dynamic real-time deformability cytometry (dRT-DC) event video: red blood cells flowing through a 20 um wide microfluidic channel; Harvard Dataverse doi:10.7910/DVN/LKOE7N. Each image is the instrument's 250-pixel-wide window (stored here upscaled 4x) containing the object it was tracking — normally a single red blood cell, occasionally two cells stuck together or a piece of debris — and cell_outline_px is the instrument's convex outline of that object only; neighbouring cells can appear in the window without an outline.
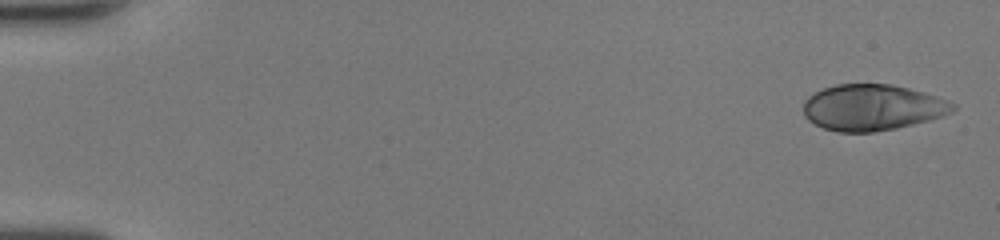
{"species": "human", "species_latin": "Homo sapiens", "temperature_condition": "room temperature", "stored_images_in_passage": 48, "camera_frame_rate_fps": 3000, "um_per_image_px": 0.085, "donor": {"sex": "female"}, "frame": {"image": 1, "passage_image": 1, "time_ms": 0.0, "image_size_px": [1000, 240], "cell_outline_px": [[956, 108], [952, 112], [928, 120], [896, 128], [872, 132], [836, 132], [824, 128], [808, 120], [804, 116], [804, 100], [808, 96], [824, 88], [836, 84], [892, 84], [908, 88], [936, 96], [956, 104]], "centroid_in_image_um": [74.13, 9.13], "position_along_channel_um": 10.9, "area_um2": 39.94}}
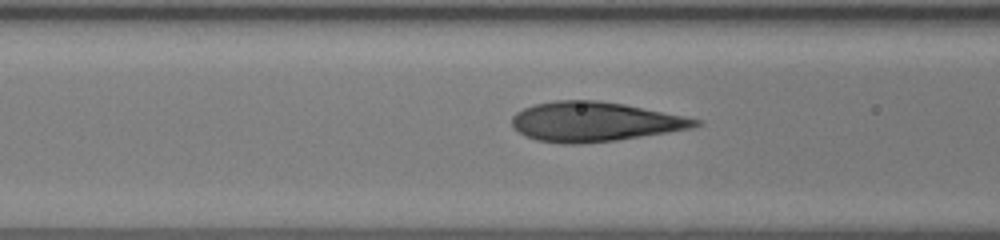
{"frame": {"image": 2, "passage_image": 20, "time_ms": 6.333, "image_size_px": [1000, 240], "cell_outline_px": [[704, 124], [692, 128], [668, 132], [616, 140], [580, 144], [560, 144], [536, 140], [524, 136], [512, 128], [512, 116], [516, 112], [532, 104], [552, 100], [596, 100], [624, 104], [704, 120]], "centroid_in_image_um": [50.51, 10.35], "position_along_channel_um": 116.1, "area_um2": 42.66}}
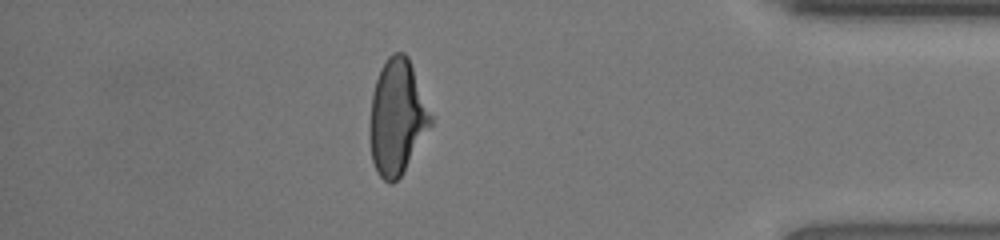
{"frame": {"image": 3, "passage_image": 42, "time_ms": 13.667, "image_size_px": [1000, 240], "cell_outline_px": [[432, 124], [400, 176], [392, 184], [388, 184], [376, 172], [372, 160], [368, 136], [368, 128], [372, 92], [380, 68], [388, 56], [392, 52], [404, 52], [408, 56], [432, 116]], "centroid_in_image_um": [33.71, 9.95], "position_along_channel_um": 401.5, "area_um2": 40.98}, "authors_computed_cell_mechanics": {"area_um2": 41.5871, "velocity_mm_per_s": 4.3389, "shape_relaxation_time_tau1_ms": 3.6729, "shape_relaxation_time_tau2_ms": null, "deformation_change_tau1": 0.2044, "deformation_change_tau2": null}}